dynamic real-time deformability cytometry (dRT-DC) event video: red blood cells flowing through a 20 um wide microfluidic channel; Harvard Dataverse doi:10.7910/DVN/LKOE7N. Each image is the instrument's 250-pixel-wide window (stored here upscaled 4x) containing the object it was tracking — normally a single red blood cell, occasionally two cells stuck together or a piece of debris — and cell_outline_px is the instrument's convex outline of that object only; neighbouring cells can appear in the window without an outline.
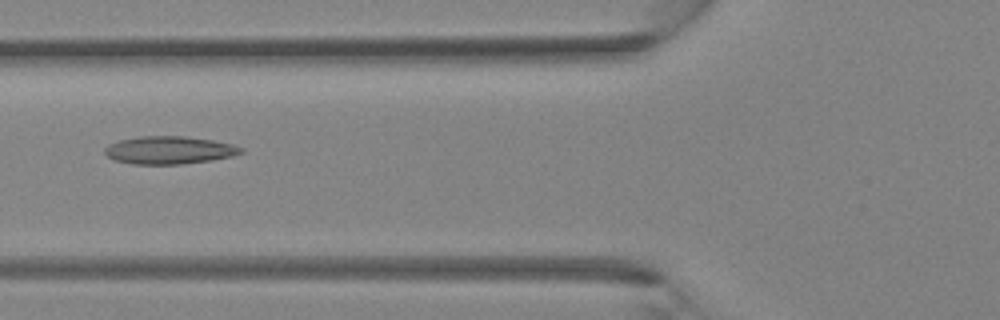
{"species": "Egyptian fruit bat (a non-hibernating species)", "species_latin": "Rousettus aegyptiacus", "temperature_condition": "room temperature", "stored_images_in_passage": 32, "camera_frame_rate_fps": 3000, "um_per_image_px": 0.085, "animal": {"sex": "female"}, "frame": {"image": 1, "passage_image": 8, "time_ms": 2.333, "image_size_px": [1000, 320], "cell_outline_px": [[244, 152], [232, 156], [212, 160], [180, 164], [132, 164], [112, 160], [104, 152], [104, 148], [108, 144], [120, 140], [140, 136], [184, 136], [212, 140], [232, 144], [244, 148]], "centroid_in_image_um": [14.37, 12.76], "position_along_channel_um": 111.4, "area_um2": 22.14}}
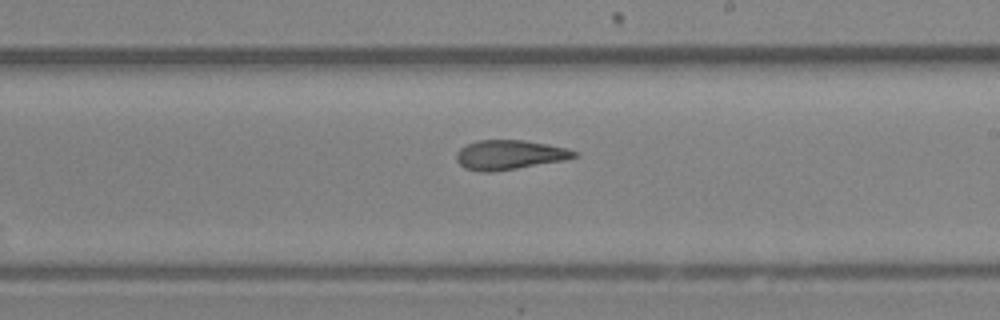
{"frame": {"image": 2, "passage_image": 16, "time_ms": 5.0, "image_size_px": [1000, 320], "cell_outline_px": [[580, 156], [564, 160], [492, 172], [480, 172], [464, 168], [456, 160], [456, 152], [460, 148], [476, 140], [524, 140], [548, 144], [568, 148], [580, 152]], "centroid_in_image_um": [43.33, 13.15], "position_along_channel_um": 245.7, "area_um2": 20.4}}
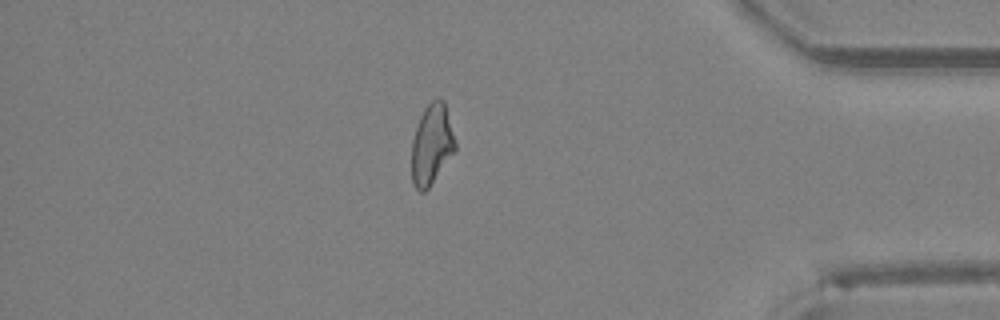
{"frame": {"image": 3, "passage_image": 27, "time_ms": 8.667, "image_size_px": [1000, 320], "cell_outline_px": [[456, 152], [428, 188], [424, 192], [420, 192], [412, 184], [412, 140], [420, 116], [424, 108], [432, 100], [440, 96], [444, 100], [456, 140]], "centroid_in_image_um": [36.72, 12.27], "position_along_channel_um": 398.5, "area_um2": 20.75}}